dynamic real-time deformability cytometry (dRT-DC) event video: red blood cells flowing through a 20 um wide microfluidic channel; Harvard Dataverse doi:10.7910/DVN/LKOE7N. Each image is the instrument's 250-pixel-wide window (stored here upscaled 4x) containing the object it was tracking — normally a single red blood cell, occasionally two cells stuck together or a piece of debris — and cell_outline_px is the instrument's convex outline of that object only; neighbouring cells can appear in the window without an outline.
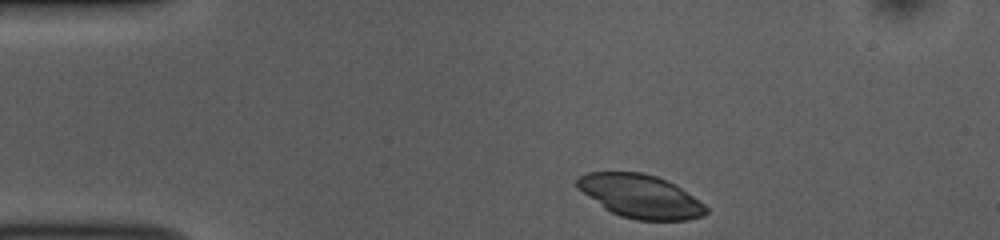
{"species": "common noctule bat (a hibernating species)", "species_latin": "Nyctalus noctula", "temperature_condition": "room temperature", "stored_images_in_passage": 44, "camera_frame_rate_fps": 3000, "um_per_image_px": 0.085, "animal": {"sex": "female", "body_mass_g": 10.0, "forearm_length_mm": 53.1}, "frame": {"image": 1, "passage_image": 1, "time_ms": 0.0, "image_size_px": [1000, 240], "cell_outline_px": [[708, 212], [704, 216], [688, 220], [636, 220], [620, 216], [604, 208], [576, 188], [576, 180], [580, 176], [588, 172], [640, 172], [656, 176], [680, 188], [704, 204], [708, 208]], "centroid_in_image_um": [54.41, 16.69], "position_along_channel_um": 30.6, "area_um2": 32.37}}